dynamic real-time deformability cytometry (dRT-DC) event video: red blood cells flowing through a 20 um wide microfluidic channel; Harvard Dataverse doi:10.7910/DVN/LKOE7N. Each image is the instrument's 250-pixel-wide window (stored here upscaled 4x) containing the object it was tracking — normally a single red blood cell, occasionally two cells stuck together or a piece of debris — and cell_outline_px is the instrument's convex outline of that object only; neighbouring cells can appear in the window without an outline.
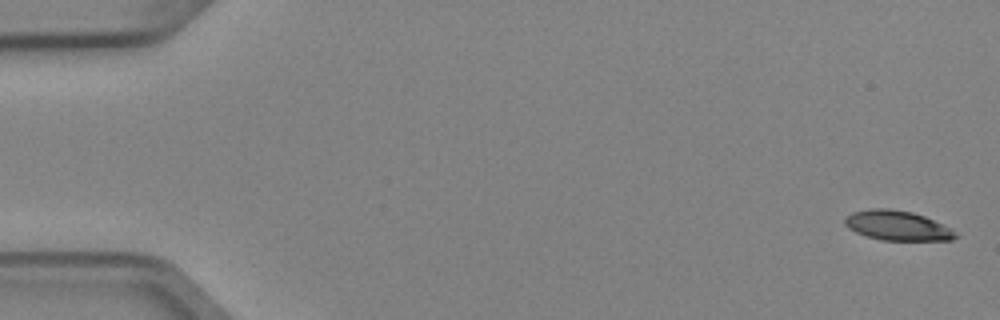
{"species": "Egyptian fruit bat (a non-hibernating species)", "species_latin": "Rousettus aegyptiacus", "temperature_condition": "cold", "stored_images_in_passage": 5, "camera_frame_rate_fps": 3000, "um_per_image_px": 0.085, "animal": {"sex": "female"}, "frame": {"image": 1, "passage_image": 1, "time_ms": 0.0, "image_size_px": [1000, 320], "cell_outline_px": [[960, 236], [952, 240], [880, 240], [856, 232], [848, 228], [844, 224], [844, 220], [852, 212], [872, 208], [888, 208], [912, 212], [924, 216], [956, 232]], "centroid_in_image_um": [76.26, 19.17], "position_along_channel_um": 8.7, "area_um2": 18.96}}
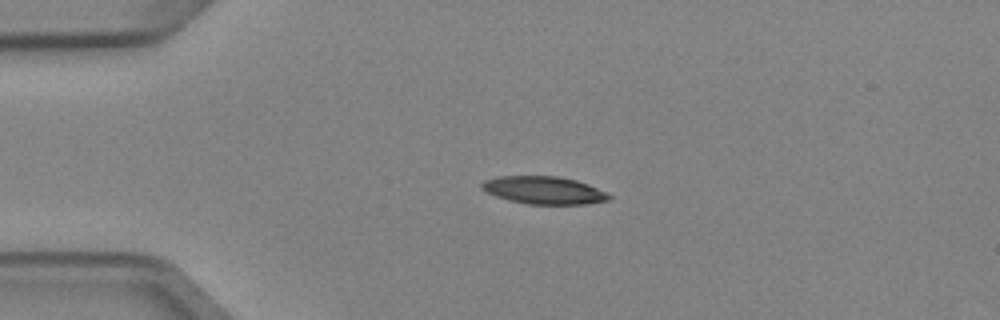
{"frame": {"image": 2, "passage_image": 4, "time_ms": 1.0, "image_size_px": [1000, 320], "cell_outline_px": [[612, 196], [608, 200], [584, 204], [528, 204], [508, 200], [496, 196], [480, 188], [480, 184], [484, 180], [500, 176], [556, 176], [576, 180], [588, 184]], "centroid_in_image_um": [46.19, 16.17], "position_along_channel_um": 38.8, "area_um2": 20.35}}